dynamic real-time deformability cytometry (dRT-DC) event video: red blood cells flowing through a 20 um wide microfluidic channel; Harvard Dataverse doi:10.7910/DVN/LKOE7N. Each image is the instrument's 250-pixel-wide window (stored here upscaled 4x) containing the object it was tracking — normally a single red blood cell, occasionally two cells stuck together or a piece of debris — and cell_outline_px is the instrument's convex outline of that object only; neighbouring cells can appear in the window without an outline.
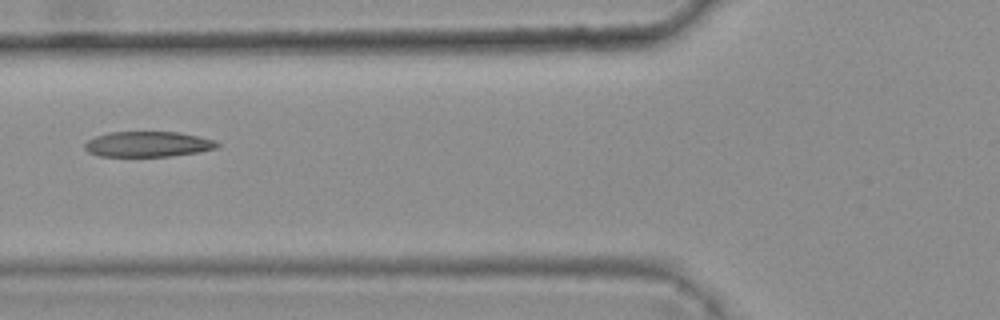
{"species": "common noctule bat (a hibernating species)", "species_latin": "Nyctalus noctula", "temperature_condition": "warm", "stored_images_in_passage": 8, "camera_frame_rate_fps": 3000, "um_per_image_px": 0.085, "animal": {"sex": "female", "body_mass_g": 25.1}, "frame": {"image": 1, "passage_image": 5, "time_ms": 1.333, "image_size_px": [1000, 320], "cell_outline_px": [[220, 144], [216, 148], [200, 152], [172, 156], [100, 156], [88, 152], [84, 148], [84, 144], [88, 140], [96, 136], [108, 132], [180, 132], [200, 136], [216, 140]], "centroid_in_image_um": [12.6, 12.25], "position_along_channel_um": 113.2, "area_um2": 19.77}}
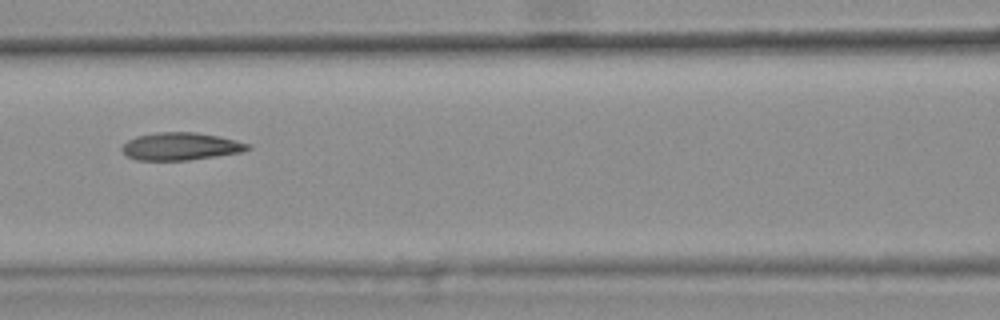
{"frame": {"image": 2, "passage_image": 6, "time_ms": 1.667, "image_size_px": [1000, 320], "cell_outline_px": [[252, 148], [240, 152], [216, 156], [188, 160], [136, 160], [128, 156], [120, 148], [128, 140], [136, 136], [156, 132], [196, 132], [220, 136], [236, 140], [248, 144]], "centroid_in_image_um": [15.35, 12.43], "position_along_channel_um": 151.3, "area_um2": 20.17}}